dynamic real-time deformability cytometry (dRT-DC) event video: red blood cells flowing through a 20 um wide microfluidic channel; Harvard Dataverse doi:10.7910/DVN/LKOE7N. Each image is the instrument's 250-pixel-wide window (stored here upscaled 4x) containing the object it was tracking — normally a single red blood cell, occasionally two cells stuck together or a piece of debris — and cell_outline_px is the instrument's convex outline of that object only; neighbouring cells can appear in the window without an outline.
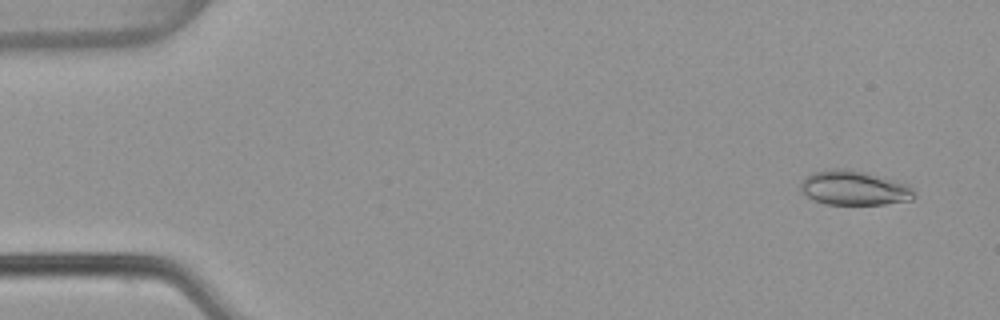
{"species": "common noctule bat (a hibernating species)", "species_latin": "Nyctalus noctula", "temperature_condition": "warm", "stored_images_in_passage": 53, "camera_frame_rate_fps": 3000, "um_per_image_px": 0.085, "animal": {"sex": "female", "body_mass_g": 22.7, "forearm_length_mm": 54.2}, "frame": {"image": 1, "passage_image": 3, "time_ms": 0.667, "image_size_px": [1000, 320], "cell_outline_px": [[916, 196], [912, 200], [884, 204], [824, 204], [812, 200], [800, 192], [800, 184], [804, 176], [812, 172], [832, 168], [848, 168], [864, 172], [908, 184], [916, 192]], "centroid_in_image_um": [72.56, 15.97], "position_along_channel_um": 12.4, "area_um2": 23.18}}
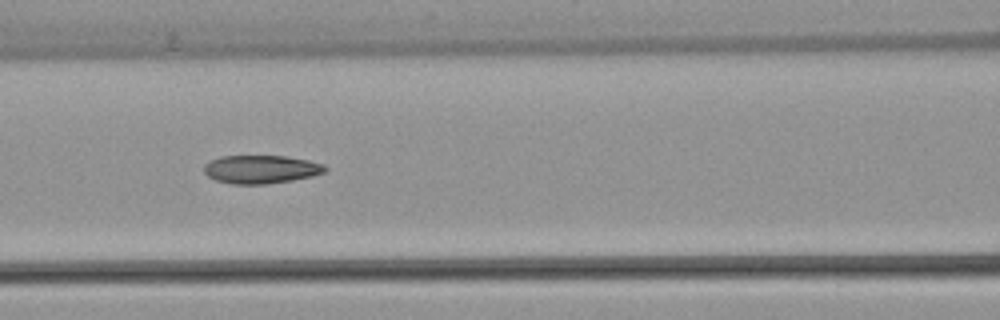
{"frame": {"image": 2, "passage_image": 23, "time_ms": 7.333, "image_size_px": [1000, 320], "cell_outline_px": [[328, 168], [324, 172], [312, 176], [292, 180], [268, 184], [232, 184], [216, 180], [208, 176], [204, 172], [204, 164], [208, 160], [220, 156], [284, 156], [308, 160], [324, 164]], "centroid_in_image_um": [22.16, 14.39], "position_along_channel_um": 144.4, "area_um2": 20.06}}
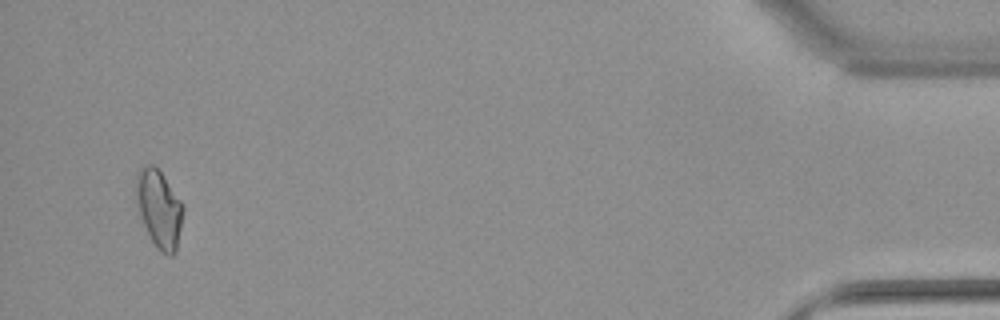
{"frame": {"image": 3, "passage_image": 51, "time_ms": 16.667, "image_size_px": [1000, 320], "cell_outline_px": [[184, 212], [176, 252], [172, 256], [168, 256], [160, 252], [156, 248], [144, 224], [136, 200], [136, 176], [140, 168], [148, 164], [152, 164], [160, 172], [184, 204]], "centroid_in_image_um": [13.55, 17.77], "position_along_channel_um": 421.6, "area_um2": 21.15}, "authors_computed_cell_mechanics": {"area_um2": 20.4034, "velocity_mm_per_s": 3.8431, "shape_relaxation_time_tau1_ms": null, "shape_relaxation_time_tau2_ms": 2.6908, "deformation_change_tau1": null, "deformation_change_tau2": 0.0794}}